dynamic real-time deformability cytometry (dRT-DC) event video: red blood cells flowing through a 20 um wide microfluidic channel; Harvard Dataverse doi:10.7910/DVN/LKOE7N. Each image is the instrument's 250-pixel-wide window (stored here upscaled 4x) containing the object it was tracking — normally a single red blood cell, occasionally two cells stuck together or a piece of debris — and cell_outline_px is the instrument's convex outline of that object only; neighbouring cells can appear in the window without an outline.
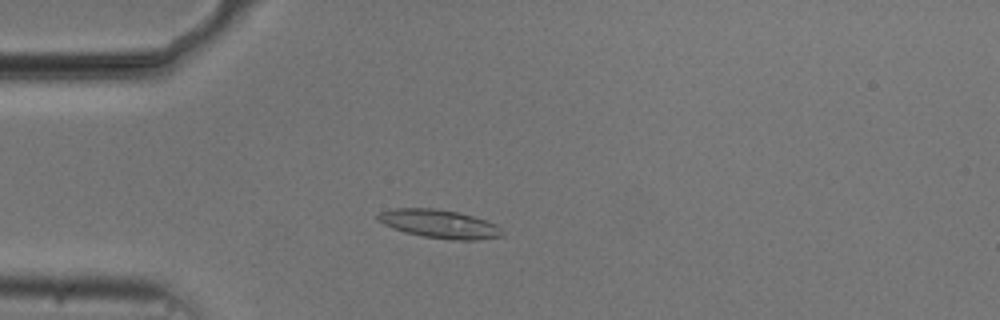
{"species": "common noctule bat (a hibernating species)", "species_latin": "Nyctalus noctula", "temperature_condition": "cold", "stored_images_in_passage": 53, "camera_frame_rate_fps": 3000, "um_per_image_px": 0.085, "animal": {"sex": "male", "body_mass_g": 20.5, "forearm_length_mm": 52.5}, "frame": {"image": 1, "passage_image": 13, "time_ms": 4.0, "image_size_px": [1000, 320], "cell_outline_px": [[504, 236], [476, 240], [456, 240], [424, 236], [404, 232], [392, 228], [376, 220], [376, 216], [380, 212], [396, 208], [432, 208], [460, 212], [496, 224], [504, 232]], "centroid_in_image_um": [37.34, 19.03], "position_along_channel_um": 47.7, "area_um2": 20.58}}
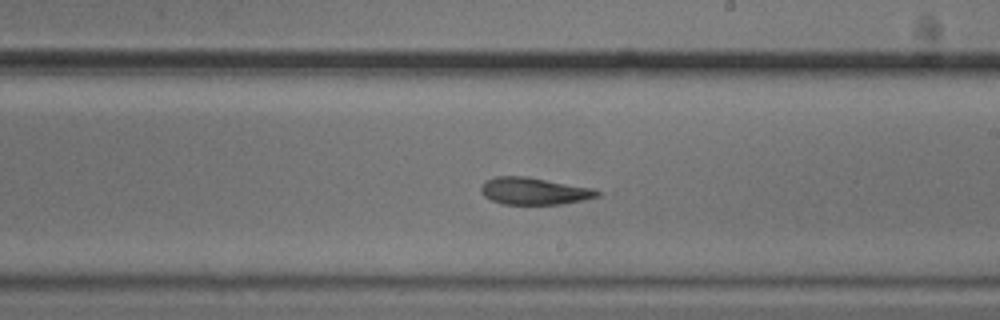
{"frame": {"image": 2, "passage_image": 30, "time_ms": 9.667, "image_size_px": [1000, 320], "cell_outline_px": [[600, 196], [564, 204], [504, 204], [492, 200], [484, 196], [480, 188], [484, 180], [496, 176], [524, 176], [596, 188], [600, 192]], "centroid_in_image_um": [45.42, 16.23], "position_along_channel_um": 243.6, "area_um2": 18.44}}
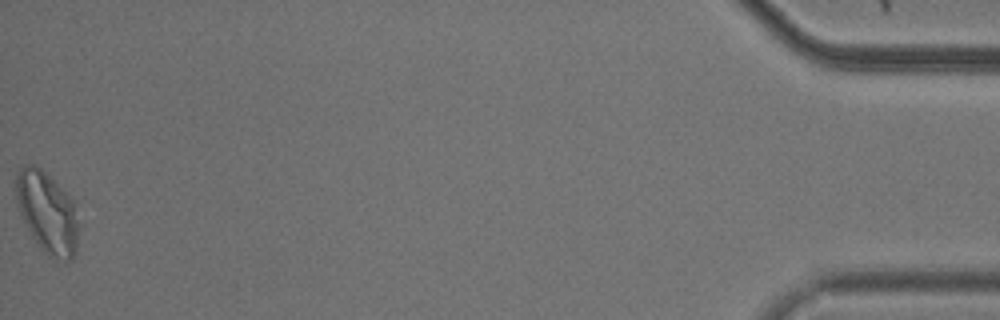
{"frame": {"image": 3, "passage_image": 53, "time_ms": 17.333, "image_size_px": [1000, 320], "cell_outline_px": [[80, 224], [76, 252], [72, 260], [56, 260], [48, 256], [40, 248], [32, 236], [20, 212], [16, 196], [16, 172], [20, 168], [32, 164], [40, 168], [72, 200]], "centroid_in_image_um": [4.04, 18.12], "position_along_channel_um": 431.2, "area_um2": 29.42}, "authors_computed_cell_mechanics": {"area_um2": 19.7098, "velocity_mm_per_s": 3.7111, "shape_relaxation_time_tau1_ms": null, "shape_relaxation_time_tau2_ms": 3.0341, "deformation_change_tau1": null, "deformation_change_tau2": 0.1097}}